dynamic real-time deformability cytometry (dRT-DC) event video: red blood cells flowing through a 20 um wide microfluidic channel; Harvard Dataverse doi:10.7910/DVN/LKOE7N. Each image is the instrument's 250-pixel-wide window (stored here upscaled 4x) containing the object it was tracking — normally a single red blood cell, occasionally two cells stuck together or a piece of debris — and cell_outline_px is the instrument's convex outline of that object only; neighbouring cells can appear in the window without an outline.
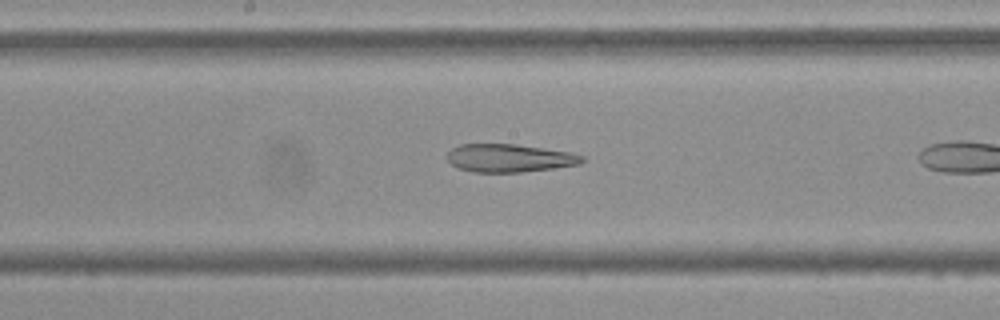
{"species": "Egyptian fruit bat (a non-hibernating species)", "species_latin": "Rousettus aegyptiacus", "temperature_condition": "cold", "stored_images_in_passage": 18, "camera_frame_rate_fps": 3000, "um_per_image_px": 0.085, "frame": {"image": 1, "passage_image": 13, "time_ms": 4.0, "image_size_px": [1000, 320], "cell_outline_px": [[584, 160], [580, 164], [552, 168], [520, 172], [472, 172], [460, 168], [452, 164], [448, 160], [448, 152], [452, 148], [460, 144], [516, 144], [572, 152], [584, 156]], "centroid_in_image_um": [43.32, 13.43], "position_along_channel_um": 204.9, "area_um2": 21.96}}
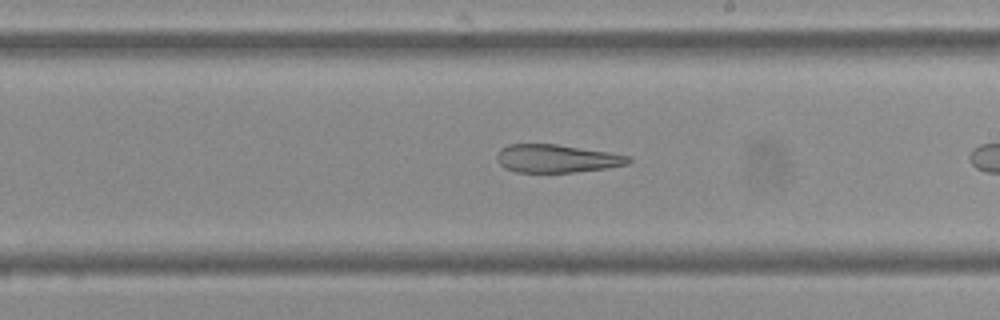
{"frame": {"image": 2, "passage_image": 16, "time_ms": 5.0, "image_size_px": [1000, 320], "cell_outline_px": [[632, 160], [628, 164], [608, 168], [572, 172], [516, 172], [504, 168], [496, 160], [496, 156], [500, 148], [508, 144], [556, 144], [608, 152], [632, 156]], "centroid_in_image_um": [47.31, 13.47], "position_along_channel_um": 241.7, "area_um2": 21.62}}